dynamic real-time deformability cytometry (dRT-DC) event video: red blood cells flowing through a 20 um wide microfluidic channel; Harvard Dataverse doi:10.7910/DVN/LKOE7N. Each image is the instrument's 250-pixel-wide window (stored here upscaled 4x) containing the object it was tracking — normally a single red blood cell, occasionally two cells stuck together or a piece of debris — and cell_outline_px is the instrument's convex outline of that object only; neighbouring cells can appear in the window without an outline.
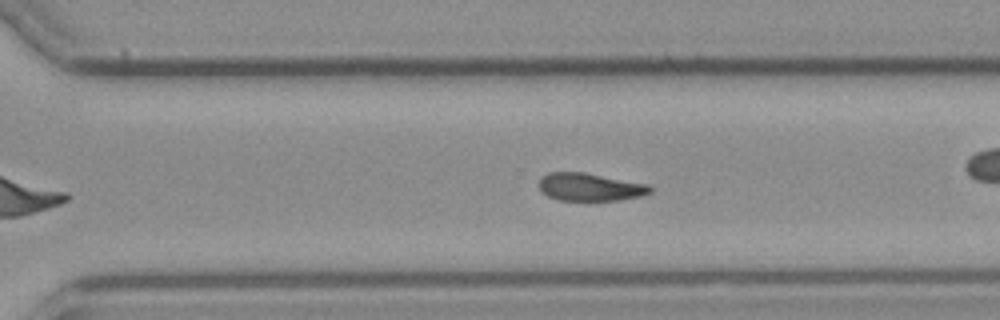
{"species": "common noctule bat (a hibernating species)", "species_latin": "Nyctalus noctula", "temperature_condition": "cold", "stored_images_in_passage": 38, "camera_frame_rate_fps": 3000, "um_per_image_px": 0.085, "animal": {"sex": "female", "body_mass_g": 21.9}, "frame": {"image": 1, "passage_image": 27, "time_ms": 8.667, "image_size_px": [1000, 320], "cell_outline_px": [[652, 192], [640, 196], [620, 200], [556, 200], [540, 192], [540, 176], [548, 172], [584, 172], [648, 184], [652, 188]], "centroid_in_image_um": [50.12, 15.89], "position_along_channel_um": 320.5, "area_um2": 18.09}}